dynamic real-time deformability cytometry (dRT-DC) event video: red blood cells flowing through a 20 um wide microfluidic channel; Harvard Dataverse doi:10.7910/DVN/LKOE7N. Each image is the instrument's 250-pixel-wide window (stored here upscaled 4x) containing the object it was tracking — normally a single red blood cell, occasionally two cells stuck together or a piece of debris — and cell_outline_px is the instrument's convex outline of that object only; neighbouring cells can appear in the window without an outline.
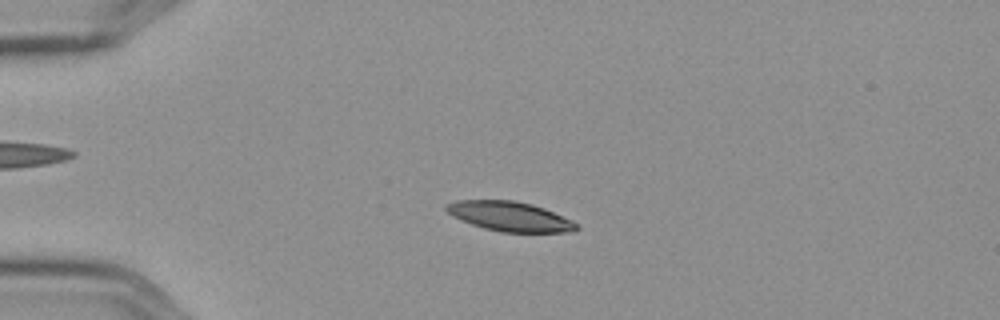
{"species": "Egyptian fruit bat (a non-hibernating species)", "species_latin": "Rousettus aegyptiacus", "temperature_condition": "cold", "stored_images_in_passage": 4, "camera_frame_rate_fps": 3000, "um_per_image_px": 0.085, "frame": {"image": 1, "passage_image": 4, "time_ms": 1.0, "image_size_px": [1000, 320], "cell_outline_px": [[580, 228], [572, 232], [500, 232], [484, 228], [460, 220], [452, 216], [444, 208], [444, 204], [456, 200], [516, 200], [532, 204], [544, 208], [572, 220], [580, 224]], "centroid_in_image_um": [43.34, 18.39], "position_along_channel_um": 41.7, "area_um2": 22.72}}